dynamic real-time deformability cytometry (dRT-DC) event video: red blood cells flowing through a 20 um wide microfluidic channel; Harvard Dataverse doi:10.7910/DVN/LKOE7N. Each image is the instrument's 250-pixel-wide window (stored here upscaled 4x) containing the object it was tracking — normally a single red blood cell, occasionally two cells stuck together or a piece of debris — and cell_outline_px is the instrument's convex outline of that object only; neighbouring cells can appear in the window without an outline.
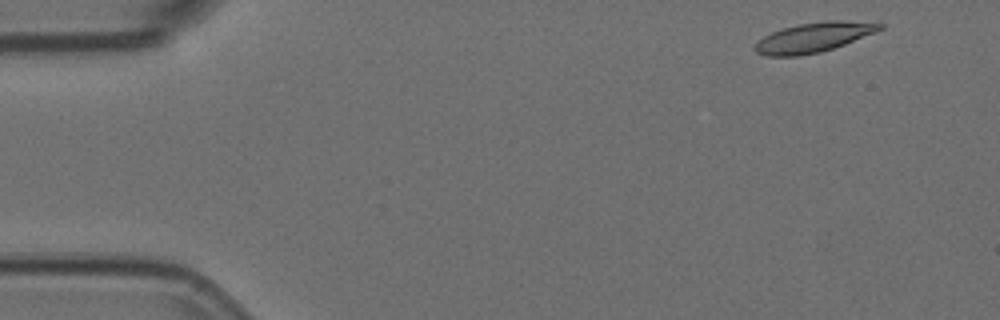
{"species": "Egyptian fruit bat (a non-hibernating species)", "species_latin": "Rousettus aegyptiacus", "temperature_condition": "room temperature", "stored_images_in_passage": 4, "camera_frame_rate_fps": 3000, "um_per_image_px": 0.085, "animal": {"sex": "female"}, "frame": {"image": 1, "passage_image": 1, "time_ms": 0.0, "image_size_px": [1000, 320], "cell_outline_px": [[884, 28], [876, 32], [844, 44], [820, 52], [800, 56], [768, 56], [756, 52], [752, 48], [764, 36], [772, 32], [784, 28], [800, 24], [824, 20], [880, 20], [884, 24]], "centroid_in_image_um": [69.28, 3.14], "position_along_channel_um": 15.7, "area_um2": 21.96}}
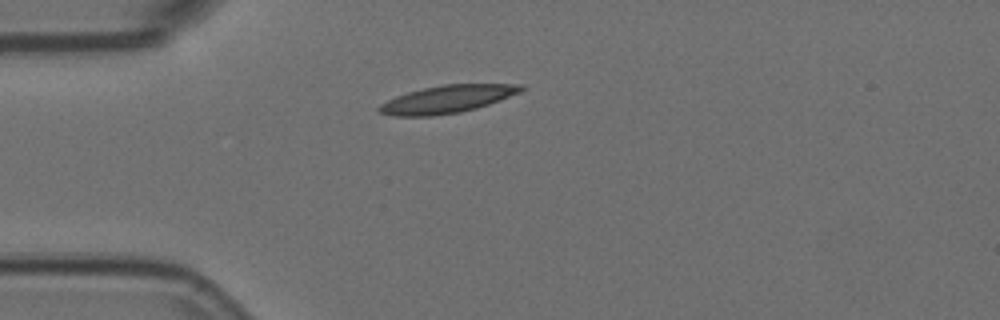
{"frame": {"image": 2, "passage_image": 4, "time_ms": 1.0, "image_size_px": [1000, 320], "cell_outline_px": [[524, 88], [520, 92], [500, 100], [476, 108], [460, 112], [432, 116], [392, 116], [380, 112], [376, 108], [380, 104], [396, 96], [408, 92], [424, 88], [444, 84], [524, 84]], "centroid_in_image_um": [38.0, 8.43], "position_along_channel_um": 47.0, "area_um2": 22.72}}